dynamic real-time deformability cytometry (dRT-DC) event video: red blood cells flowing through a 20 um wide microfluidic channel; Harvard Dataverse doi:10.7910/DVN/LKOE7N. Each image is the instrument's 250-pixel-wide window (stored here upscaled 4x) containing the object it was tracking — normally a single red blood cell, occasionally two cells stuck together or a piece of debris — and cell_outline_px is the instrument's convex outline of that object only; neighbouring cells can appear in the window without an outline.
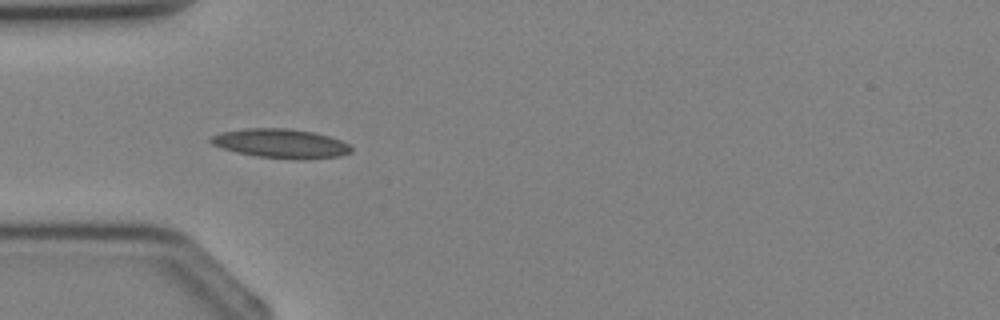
{"species": "Egyptian fruit bat (a non-hibernating species)", "species_latin": "Rousettus aegyptiacus", "temperature_condition": "cold", "stored_images_in_passage": 2, "camera_frame_rate_fps": 3000, "um_per_image_px": 0.085, "animal": {"sex": "female"}, "frame": {"image": 1, "passage_image": 2, "time_ms": 1.0, "image_size_px": [1000, 320], "cell_outline_px": [[352, 152], [340, 156], [304, 160], [256, 156], [236, 152], [212, 144], [208, 140], [212, 136], [220, 132], [244, 128], [288, 128], [312, 132], [328, 136], [340, 140], [348, 144], [352, 148]], "centroid_in_image_um": [23.87, 12.2], "position_along_channel_um": 61.1, "area_um2": 23.87}}